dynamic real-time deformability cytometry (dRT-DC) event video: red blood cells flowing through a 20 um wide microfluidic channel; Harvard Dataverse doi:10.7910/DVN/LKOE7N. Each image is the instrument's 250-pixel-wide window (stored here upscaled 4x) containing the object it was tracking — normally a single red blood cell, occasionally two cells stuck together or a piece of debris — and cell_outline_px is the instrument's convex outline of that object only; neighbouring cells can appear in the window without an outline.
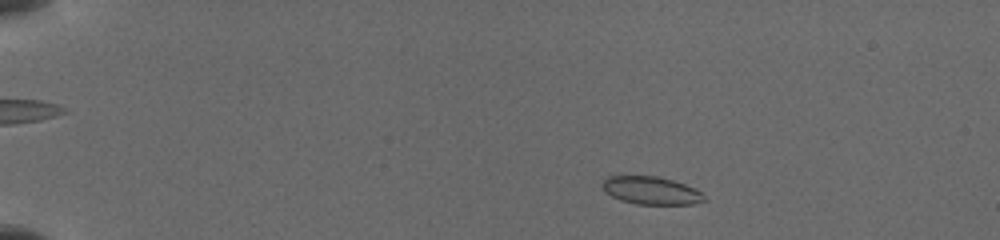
{"species": "common noctule bat (a hibernating species)", "species_latin": "Nyctalus noctula", "temperature_condition": "cold", "stored_images_in_passage": 48, "camera_frame_rate_fps": 3000, "um_per_image_px": 0.085, "animal": {"sex": "female", "body_mass_g": 19.5, "forearm_length_mm": 54.1}, "frame": {"image": 1, "passage_image": 4, "time_ms": 1.333, "image_size_px": [1000, 240], "cell_outline_px": [[708, 200], [692, 204], [636, 204], [620, 200], [604, 192], [600, 184], [608, 176], [656, 176], [672, 180], [696, 188]], "centroid_in_image_um": [55.32, 16.19], "position_along_channel_um": 29.7, "area_um2": 16.59}}
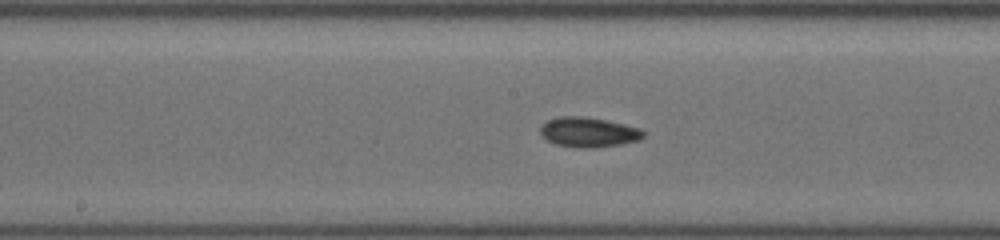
{"frame": {"image": 2, "passage_image": 24, "time_ms": 8.0, "image_size_px": [1000, 240], "cell_outline_px": [[644, 136], [640, 140], [620, 144], [588, 148], [576, 148], [552, 144], [544, 140], [540, 136], [540, 128], [548, 120], [560, 116], [584, 116], [624, 124], [640, 128], [644, 132]], "centroid_in_image_um": [49.97, 11.25], "position_along_channel_um": 198.2, "area_um2": 18.09}}
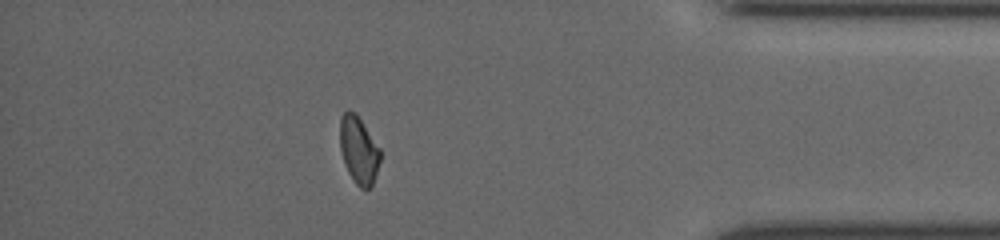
{"frame": {"image": 3, "passage_image": 42, "time_ms": 14.0, "image_size_px": [1000, 240], "cell_outline_px": [[380, 160], [372, 184], [368, 188], [360, 188], [352, 180], [344, 164], [340, 148], [340, 116], [348, 108], [356, 112], [380, 148]], "centroid_in_image_um": [30.47, 12.71], "position_along_channel_um": 404.7, "area_um2": 15.9}}